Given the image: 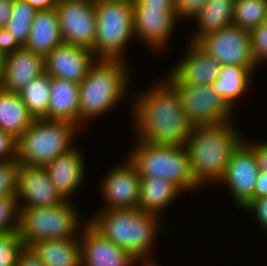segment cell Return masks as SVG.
<instances>
[{
	"instance_id": "d6a6232c",
	"label": "cell",
	"mask_w": 267,
	"mask_h": 266,
	"mask_svg": "<svg viewBox=\"0 0 267 266\" xmlns=\"http://www.w3.org/2000/svg\"><path fill=\"white\" fill-rule=\"evenodd\" d=\"M251 49L257 66L267 61V20L250 31Z\"/></svg>"
},
{
	"instance_id": "1f68e13d",
	"label": "cell",
	"mask_w": 267,
	"mask_h": 266,
	"mask_svg": "<svg viewBox=\"0 0 267 266\" xmlns=\"http://www.w3.org/2000/svg\"><path fill=\"white\" fill-rule=\"evenodd\" d=\"M19 207L15 196L0 197V234L18 231Z\"/></svg>"
},
{
	"instance_id": "836d02e7",
	"label": "cell",
	"mask_w": 267,
	"mask_h": 266,
	"mask_svg": "<svg viewBox=\"0 0 267 266\" xmlns=\"http://www.w3.org/2000/svg\"><path fill=\"white\" fill-rule=\"evenodd\" d=\"M17 160L0 161V197L15 196Z\"/></svg>"
},
{
	"instance_id": "74e56055",
	"label": "cell",
	"mask_w": 267,
	"mask_h": 266,
	"mask_svg": "<svg viewBox=\"0 0 267 266\" xmlns=\"http://www.w3.org/2000/svg\"><path fill=\"white\" fill-rule=\"evenodd\" d=\"M133 10H176V0H132Z\"/></svg>"
},
{
	"instance_id": "ee69618b",
	"label": "cell",
	"mask_w": 267,
	"mask_h": 266,
	"mask_svg": "<svg viewBox=\"0 0 267 266\" xmlns=\"http://www.w3.org/2000/svg\"><path fill=\"white\" fill-rule=\"evenodd\" d=\"M36 10L56 8L60 0H25Z\"/></svg>"
},
{
	"instance_id": "cb8c5ba5",
	"label": "cell",
	"mask_w": 267,
	"mask_h": 266,
	"mask_svg": "<svg viewBox=\"0 0 267 266\" xmlns=\"http://www.w3.org/2000/svg\"><path fill=\"white\" fill-rule=\"evenodd\" d=\"M30 248L46 266H82L80 238L43 240Z\"/></svg>"
},
{
	"instance_id": "3957f363",
	"label": "cell",
	"mask_w": 267,
	"mask_h": 266,
	"mask_svg": "<svg viewBox=\"0 0 267 266\" xmlns=\"http://www.w3.org/2000/svg\"><path fill=\"white\" fill-rule=\"evenodd\" d=\"M232 121L194 126L187 139L191 169L200 186L223 178L233 150L245 139Z\"/></svg>"
},
{
	"instance_id": "2e32d148",
	"label": "cell",
	"mask_w": 267,
	"mask_h": 266,
	"mask_svg": "<svg viewBox=\"0 0 267 266\" xmlns=\"http://www.w3.org/2000/svg\"><path fill=\"white\" fill-rule=\"evenodd\" d=\"M188 44L189 52L165 78L172 85H211L217 80L222 65L196 43Z\"/></svg>"
},
{
	"instance_id": "4fadbf2b",
	"label": "cell",
	"mask_w": 267,
	"mask_h": 266,
	"mask_svg": "<svg viewBox=\"0 0 267 266\" xmlns=\"http://www.w3.org/2000/svg\"><path fill=\"white\" fill-rule=\"evenodd\" d=\"M15 197L19 209L56 206L65 201L51 183L45 166L23 164H18Z\"/></svg>"
},
{
	"instance_id": "bcb514c9",
	"label": "cell",
	"mask_w": 267,
	"mask_h": 266,
	"mask_svg": "<svg viewBox=\"0 0 267 266\" xmlns=\"http://www.w3.org/2000/svg\"><path fill=\"white\" fill-rule=\"evenodd\" d=\"M141 266H159V265H157L156 262V263H142Z\"/></svg>"
},
{
	"instance_id": "d4e9b609",
	"label": "cell",
	"mask_w": 267,
	"mask_h": 266,
	"mask_svg": "<svg viewBox=\"0 0 267 266\" xmlns=\"http://www.w3.org/2000/svg\"><path fill=\"white\" fill-rule=\"evenodd\" d=\"M183 191L174 183L157 177L141 178L138 208L160 215Z\"/></svg>"
},
{
	"instance_id": "e0dca14e",
	"label": "cell",
	"mask_w": 267,
	"mask_h": 266,
	"mask_svg": "<svg viewBox=\"0 0 267 266\" xmlns=\"http://www.w3.org/2000/svg\"><path fill=\"white\" fill-rule=\"evenodd\" d=\"M95 61L91 50L62 43L45 57V72L52 78L80 83Z\"/></svg>"
},
{
	"instance_id": "44dd1931",
	"label": "cell",
	"mask_w": 267,
	"mask_h": 266,
	"mask_svg": "<svg viewBox=\"0 0 267 266\" xmlns=\"http://www.w3.org/2000/svg\"><path fill=\"white\" fill-rule=\"evenodd\" d=\"M63 43L56 8L37 10L25 48L46 57Z\"/></svg>"
},
{
	"instance_id": "b9f144b4",
	"label": "cell",
	"mask_w": 267,
	"mask_h": 266,
	"mask_svg": "<svg viewBox=\"0 0 267 266\" xmlns=\"http://www.w3.org/2000/svg\"><path fill=\"white\" fill-rule=\"evenodd\" d=\"M267 196V172L259 171V176L255 184L253 199Z\"/></svg>"
},
{
	"instance_id": "277c9868",
	"label": "cell",
	"mask_w": 267,
	"mask_h": 266,
	"mask_svg": "<svg viewBox=\"0 0 267 266\" xmlns=\"http://www.w3.org/2000/svg\"><path fill=\"white\" fill-rule=\"evenodd\" d=\"M126 63L96 59L91 65L79 83V125L103 116L124 99L130 75Z\"/></svg>"
},
{
	"instance_id": "f546056e",
	"label": "cell",
	"mask_w": 267,
	"mask_h": 266,
	"mask_svg": "<svg viewBox=\"0 0 267 266\" xmlns=\"http://www.w3.org/2000/svg\"><path fill=\"white\" fill-rule=\"evenodd\" d=\"M267 20V0H235L233 25L251 31Z\"/></svg>"
},
{
	"instance_id": "30bf717a",
	"label": "cell",
	"mask_w": 267,
	"mask_h": 266,
	"mask_svg": "<svg viewBox=\"0 0 267 266\" xmlns=\"http://www.w3.org/2000/svg\"><path fill=\"white\" fill-rule=\"evenodd\" d=\"M173 86L178 90L184 111L193 126L233 120V108L211 85Z\"/></svg>"
},
{
	"instance_id": "f1b7e54d",
	"label": "cell",
	"mask_w": 267,
	"mask_h": 266,
	"mask_svg": "<svg viewBox=\"0 0 267 266\" xmlns=\"http://www.w3.org/2000/svg\"><path fill=\"white\" fill-rule=\"evenodd\" d=\"M36 13L37 10L27 1L14 0L10 19L3 28L14 36L22 47L27 43Z\"/></svg>"
},
{
	"instance_id": "ac0fdd59",
	"label": "cell",
	"mask_w": 267,
	"mask_h": 266,
	"mask_svg": "<svg viewBox=\"0 0 267 266\" xmlns=\"http://www.w3.org/2000/svg\"><path fill=\"white\" fill-rule=\"evenodd\" d=\"M45 72V57L24 46L5 56L0 73V88L20 91L35 77Z\"/></svg>"
},
{
	"instance_id": "9a60e30c",
	"label": "cell",
	"mask_w": 267,
	"mask_h": 266,
	"mask_svg": "<svg viewBox=\"0 0 267 266\" xmlns=\"http://www.w3.org/2000/svg\"><path fill=\"white\" fill-rule=\"evenodd\" d=\"M79 235L82 266H134L139 263L132 254L97 231L88 219Z\"/></svg>"
},
{
	"instance_id": "e575fe53",
	"label": "cell",
	"mask_w": 267,
	"mask_h": 266,
	"mask_svg": "<svg viewBox=\"0 0 267 266\" xmlns=\"http://www.w3.org/2000/svg\"><path fill=\"white\" fill-rule=\"evenodd\" d=\"M208 1L209 0H176V14L178 19H193Z\"/></svg>"
},
{
	"instance_id": "4dcf8cb0",
	"label": "cell",
	"mask_w": 267,
	"mask_h": 266,
	"mask_svg": "<svg viewBox=\"0 0 267 266\" xmlns=\"http://www.w3.org/2000/svg\"><path fill=\"white\" fill-rule=\"evenodd\" d=\"M25 247L18 231L0 234V266H17Z\"/></svg>"
},
{
	"instance_id": "7bdbcfd3",
	"label": "cell",
	"mask_w": 267,
	"mask_h": 266,
	"mask_svg": "<svg viewBox=\"0 0 267 266\" xmlns=\"http://www.w3.org/2000/svg\"><path fill=\"white\" fill-rule=\"evenodd\" d=\"M14 0H0V28L6 26L10 19Z\"/></svg>"
},
{
	"instance_id": "d6986e66",
	"label": "cell",
	"mask_w": 267,
	"mask_h": 266,
	"mask_svg": "<svg viewBox=\"0 0 267 266\" xmlns=\"http://www.w3.org/2000/svg\"><path fill=\"white\" fill-rule=\"evenodd\" d=\"M176 10H133L134 35L157 51L168 45L177 25Z\"/></svg>"
},
{
	"instance_id": "52a82bcc",
	"label": "cell",
	"mask_w": 267,
	"mask_h": 266,
	"mask_svg": "<svg viewBox=\"0 0 267 266\" xmlns=\"http://www.w3.org/2000/svg\"><path fill=\"white\" fill-rule=\"evenodd\" d=\"M70 201L56 206L19 209L18 234L26 247L43 240L79 238L85 223Z\"/></svg>"
},
{
	"instance_id": "5bb4252c",
	"label": "cell",
	"mask_w": 267,
	"mask_h": 266,
	"mask_svg": "<svg viewBox=\"0 0 267 266\" xmlns=\"http://www.w3.org/2000/svg\"><path fill=\"white\" fill-rule=\"evenodd\" d=\"M100 185L106 203L101 210L138 208L141 177L128 158L109 170Z\"/></svg>"
},
{
	"instance_id": "7402d4cb",
	"label": "cell",
	"mask_w": 267,
	"mask_h": 266,
	"mask_svg": "<svg viewBox=\"0 0 267 266\" xmlns=\"http://www.w3.org/2000/svg\"><path fill=\"white\" fill-rule=\"evenodd\" d=\"M47 120L68 121L79 127V83L52 78Z\"/></svg>"
},
{
	"instance_id": "f35d334b",
	"label": "cell",
	"mask_w": 267,
	"mask_h": 266,
	"mask_svg": "<svg viewBox=\"0 0 267 266\" xmlns=\"http://www.w3.org/2000/svg\"><path fill=\"white\" fill-rule=\"evenodd\" d=\"M21 47L14 36L6 32L4 28H0V52L4 57Z\"/></svg>"
},
{
	"instance_id": "603a6c76",
	"label": "cell",
	"mask_w": 267,
	"mask_h": 266,
	"mask_svg": "<svg viewBox=\"0 0 267 266\" xmlns=\"http://www.w3.org/2000/svg\"><path fill=\"white\" fill-rule=\"evenodd\" d=\"M257 67L223 65L211 86L234 109L238 99L250 88Z\"/></svg>"
},
{
	"instance_id": "d590c367",
	"label": "cell",
	"mask_w": 267,
	"mask_h": 266,
	"mask_svg": "<svg viewBox=\"0 0 267 266\" xmlns=\"http://www.w3.org/2000/svg\"><path fill=\"white\" fill-rule=\"evenodd\" d=\"M243 209L247 210V213L248 211L254 212L253 214L258 220L259 226L266 230L267 233V196L250 200Z\"/></svg>"
},
{
	"instance_id": "484cf974",
	"label": "cell",
	"mask_w": 267,
	"mask_h": 266,
	"mask_svg": "<svg viewBox=\"0 0 267 266\" xmlns=\"http://www.w3.org/2000/svg\"><path fill=\"white\" fill-rule=\"evenodd\" d=\"M234 7L235 0H209L193 17L198 30L189 42L197 43L204 36L233 25Z\"/></svg>"
},
{
	"instance_id": "ab89813d",
	"label": "cell",
	"mask_w": 267,
	"mask_h": 266,
	"mask_svg": "<svg viewBox=\"0 0 267 266\" xmlns=\"http://www.w3.org/2000/svg\"><path fill=\"white\" fill-rule=\"evenodd\" d=\"M246 143L252 148L255 154L259 170L267 172V141H262V143Z\"/></svg>"
},
{
	"instance_id": "9c48e42d",
	"label": "cell",
	"mask_w": 267,
	"mask_h": 266,
	"mask_svg": "<svg viewBox=\"0 0 267 266\" xmlns=\"http://www.w3.org/2000/svg\"><path fill=\"white\" fill-rule=\"evenodd\" d=\"M56 11L63 43L93 52L97 27L95 0H60Z\"/></svg>"
},
{
	"instance_id": "ffe728a7",
	"label": "cell",
	"mask_w": 267,
	"mask_h": 266,
	"mask_svg": "<svg viewBox=\"0 0 267 266\" xmlns=\"http://www.w3.org/2000/svg\"><path fill=\"white\" fill-rule=\"evenodd\" d=\"M83 157L75 145L45 166L51 183L65 200H71L69 198L83 183L86 171Z\"/></svg>"
},
{
	"instance_id": "4316f807",
	"label": "cell",
	"mask_w": 267,
	"mask_h": 266,
	"mask_svg": "<svg viewBox=\"0 0 267 266\" xmlns=\"http://www.w3.org/2000/svg\"><path fill=\"white\" fill-rule=\"evenodd\" d=\"M33 121L19 93L0 88V129L17 140Z\"/></svg>"
},
{
	"instance_id": "7c38bea8",
	"label": "cell",
	"mask_w": 267,
	"mask_h": 266,
	"mask_svg": "<svg viewBox=\"0 0 267 266\" xmlns=\"http://www.w3.org/2000/svg\"><path fill=\"white\" fill-rule=\"evenodd\" d=\"M259 171L255 154L243 139L233 150L224 176L219 181L231 190L233 201L239 209L253 199Z\"/></svg>"
},
{
	"instance_id": "ba28073f",
	"label": "cell",
	"mask_w": 267,
	"mask_h": 266,
	"mask_svg": "<svg viewBox=\"0 0 267 266\" xmlns=\"http://www.w3.org/2000/svg\"><path fill=\"white\" fill-rule=\"evenodd\" d=\"M97 21L93 54L96 59L122 60L134 35L132 0H95Z\"/></svg>"
},
{
	"instance_id": "8992f818",
	"label": "cell",
	"mask_w": 267,
	"mask_h": 266,
	"mask_svg": "<svg viewBox=\"0 0 267 266\" xmlns=\"http://www.w3.org/2000/svg\"><path fill=\"white\" fill-rule=\"evenodd\" d=\"M77 127L68 121L34 119L17 139V162L26 166H46L74 147L72 141L78 133Z\"/></svg>"
},
{
	"instance_id": "8d00e7d4",
	"label": "cell",
	"mask_w": 267,
	"mask_h": 266,
	"mask_svg": "<svg viewBox=\"0 0 267 266\" xmlns=\"http://www.w3.org/2000/svg\"><path fill=\"white\" fill-rule=\"evenodd\" d=\"M17 158V140L0 129V161H12Z\"/></svg>"
},
{
	"instance_id": "60d3db41",
	"label": "cell",
	"mask_w": 267,
	"mask_h": 266,
	"mask_svg": "<svg viewBox=\"0 0 267 266\" xmlns=\"http://www.w3.org/2000/svg\"><path fill=\"white\" fill-rule=\"evenodd\" d=\"M17 266H46L30 247L22 251Z\"/></svg>"
},
{
	"instance_id": "83f0119b",
	"label": "cell",
	"mask_w": 267,
	"mask_h": 266,
	"mask_svg": "<svg viewBox=\"0 0 267 266\" xmlns=\"http://www.w3.org/2000/svg\"><path fill=\"white\" fill-rule=\"evenodd\" d=\"M52 77L46 72L33 78L19 93L34 119L47 120Z\"/></svg>"
},
{
	"instance_id": "6da1fadb",
	"label": "cell",
	"mask_w": 267,
	"mask_h": 266,
	"mask_svg": "<svg viewBox=\"0 0 267 266\" xmlns=\"http://www.w3.org/2000/svg\"><path fill=\"white\" fill-rule=\"evenodd\" d=\"M163 81L138 92L133 99L136 139L156 145L185 146L194 126L184 111L178 90L167 79Z\"/></svg>"
},
{
	"instance_id": "7a4b0ae2",
	"label": "cell",
	"mask_w": 267,
	"mask_h": 266,
	"mask_svg": "<svg viewBox=\"0 0 267 266\" xmlns=\"http://www.w3.org/2000/svg\"><path fill=\"white\" fill-rule=\"evenodd\" d=\"M90 218L88 222L97 231L138 261L155 263L149 256L162 228L159 215L139 208H126L99 210Z\"/></svg>"
},
{
	"instance_id": "8fae6325",
	"label": "cell",
	"mask_w": 267,
	"mask_h": 266,
	"mask_svg": "<svg viewBox=\"0 0 267 266\" xmlns=\"http://www.w3.org/2000/svg\"><path fill=\"white\" fill-rule=\"evenodd\" d=\"M219 64L257 66L254 62L250 31L230 25L208 34L196 43Z\"/></svg>"
},
{
	"instance_id": "f6af8a7d",
	"label": "cell",
	"mask_w": 267,
	"mask_h": 266,
	"mask_svg": "<svg viewBox=\"0 0 267 266\" xmlns=\"http://www.w3.org/2000/svg\"><path fill=\"white\" fill-rule=\"evenodd\" d=\"M4 56H3V54L0 52V73H1V71H2V66H3V61H4Z\"/></svg>"
},
{
	"instance_id": "5b68a950",
	"label": "cell",
	"mask_w": 267,
	"mask_h": 266,
	"mask_svg": "<svg viewBox=\"0 0 267 266\" xmlns=\"http://www.w3.org/2000/svg\"><path fill=\"white\" fill-rule=\"evenodd\" d=\"M135 142L127 158L141 178L166 179L183 192L201 188L192 172L185 146L156 145L138 139Z\"/></svg>"
}]
</instances>
